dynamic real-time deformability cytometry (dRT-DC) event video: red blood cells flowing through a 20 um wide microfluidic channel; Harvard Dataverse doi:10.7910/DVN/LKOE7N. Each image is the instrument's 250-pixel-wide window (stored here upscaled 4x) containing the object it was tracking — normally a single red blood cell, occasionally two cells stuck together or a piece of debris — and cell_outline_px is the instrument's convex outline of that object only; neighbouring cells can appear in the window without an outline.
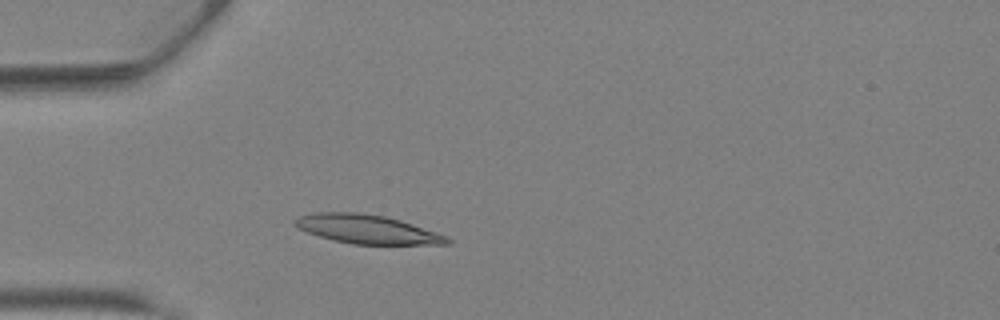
{"species": "Egyptian fruit bat (a non-hibernating species)", "species_latin": "Rousettus aegyptiacus", "temperature_condition": "warm", "stored_images_in_passage": 30, "camera_frame_rate_fps": 3000, "um_per_image_px": 0.085, "animal": {"sex": "female"}, "frame": {"image": 1, "passage_image": 1, "time_ms": 0.0, "image_size_px": [1000, 320], "cell_outline_px": [[452, 244], [352, 244], [332, 240], [308, 232], [292, 224], [292, 220], [300, 216], [312, 212], [356, 212], [384, 216], [400, 220], [448, 236], [452, 240]], "centroid_in_image_um": [31.2, 19.48], "position_along_channel_um": 53.8, "area_um2": 25.55}}
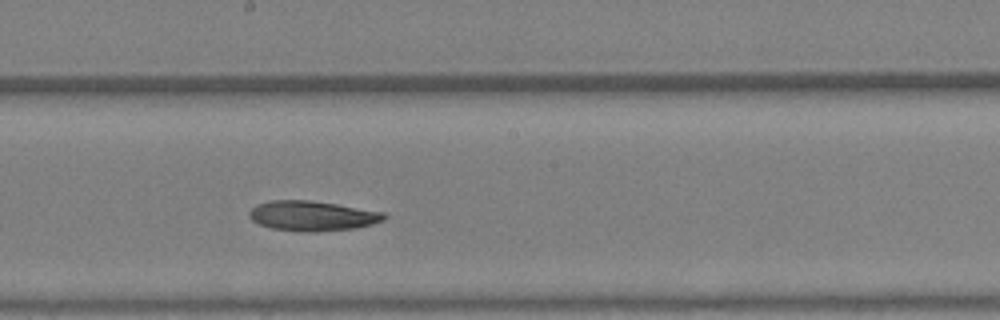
{"frame": {"image": 2, "passage_image": 12, "time_ms": 3.667, "image_size_px": [1000, 320], "cell_outline_px": [[388, 216], [384, 220], [372, 224], [356, 228], [316, 232], [296, 232], [272, 228], [260, 224], [252, 220], [248, 216], [248, 212], [256, 204], [272, 200], [308, 200], [336, 204], [384, 212]], "centroid_in_image_um": [26.54, 18.35], "position_along_channel_um": 221.7, "area_um2": 23.7}}
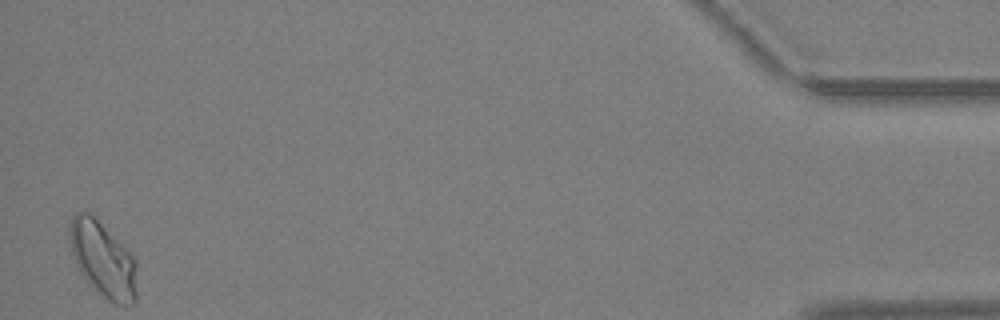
{"frame": {"image": 3, "passage_image": 30, "time_ms": 9.667, "image_size_px": [1000, 320], "cell_outline_px": [[136, 304], [116, 304], [108, 300], [88, 284], [80, 272], [76, 264], [72, 252], [72, 216], [76, 212], [88, 212], [124, 244], [136, 260]], "centroid_in_image_um": [8.81, 22.1], "position_along_channel_um": 426.4, "area_um2": 29.13}, "authors_computed_cell_mechanics": {"area_um2": 23.8425, "velocity_mm_per_s": 4.8664, "shape_relaxation_time_tau1_ms": null, "shape_relaxation_time_tau2_ms": 9.019, "deformation_change_tau1": null, "deformation_change_tau2": 0.1873}}